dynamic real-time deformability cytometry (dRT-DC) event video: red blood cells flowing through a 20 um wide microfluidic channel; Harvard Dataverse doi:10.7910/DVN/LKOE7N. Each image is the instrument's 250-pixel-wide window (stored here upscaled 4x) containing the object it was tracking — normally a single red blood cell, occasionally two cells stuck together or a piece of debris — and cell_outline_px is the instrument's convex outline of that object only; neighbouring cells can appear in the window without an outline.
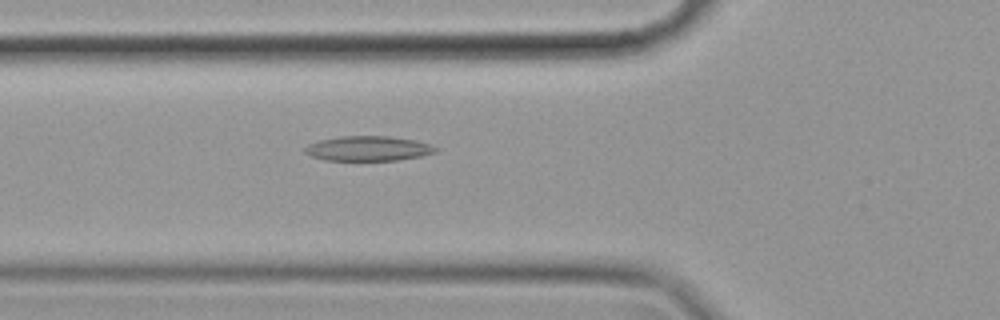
{"species": "common noctule bat (a hibernating species)", "species_latin": "Nyctalus noctula", "temperature_condition": "cold", "stored_images_in_passage": 57, "camera_frame_rate_fps": 3000, "um_per_image_px": 0.085, "animal": {"sex": "female", "body_mass_g": 19.9}, "frame": {"image": 1, "passage_image": 20, "time_ms": 6.333, "image_size_px": [1000, 320], "cell_outline_px": [[440, 148], [436, 152], [420, 156], [396, 160], [324, 160], [312, 156], [304, 152], [304, 148], [308, 144], [320, 140], [340, 136], [388, 136], [416, 140]], "centroid_in_image_um": [31.29, 12.62], "position_along_channel_um": 94.5, "area_um2": 18.84}}
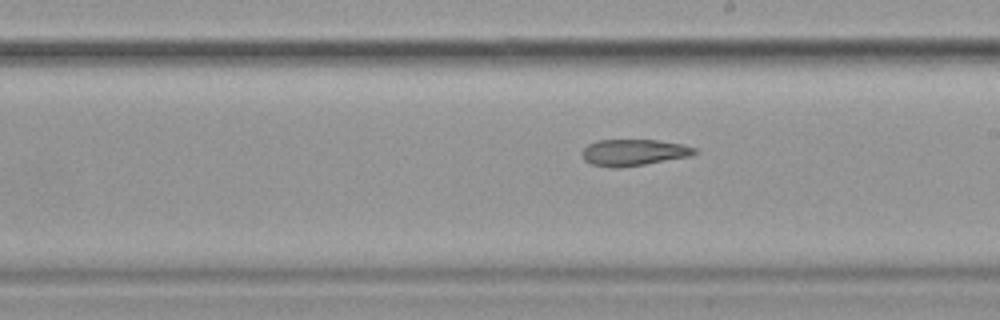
{"frame": {"image": 2, "passage_image": 32, "time_ms": 10.333, "image_size_px": [1000, 320], "cell_outline_px": [[700, 152], [692, 156], [620, 168], [608, 168], [592, 164], [584, 160], [580, 152], [588, 144], [596, 140], [656, 140], [684, 144], [696, 148]], "centroid_in_image_um": [53.87, 12.96], "position_along_channel_um": 235.1, "area_um2": 17.63}}
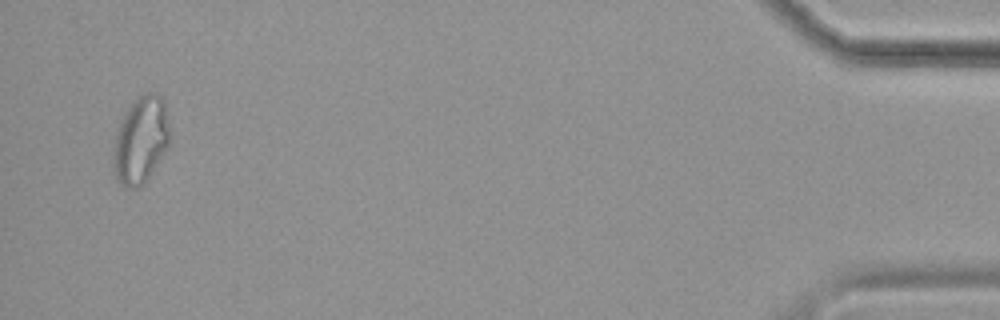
{"frame": {"image": 3, "passage_image": 55, "time_ms": 18.0, "image_size_px": [1000, 320], "cell_outline_px": [[172, 132], [168, 144], [164, 152], [144, 184], [136, 188], [124, 188], [116, 180], [112, 168], [112, 164], [116, 136], [120, 120], [124, 112], [136, 96], [148, 92], [156, 92], [164, 100]], "centroid_in_image_um": [11.97, 11.88], "position_along_channel_um": 423.2, "area_um2": 29.13}}